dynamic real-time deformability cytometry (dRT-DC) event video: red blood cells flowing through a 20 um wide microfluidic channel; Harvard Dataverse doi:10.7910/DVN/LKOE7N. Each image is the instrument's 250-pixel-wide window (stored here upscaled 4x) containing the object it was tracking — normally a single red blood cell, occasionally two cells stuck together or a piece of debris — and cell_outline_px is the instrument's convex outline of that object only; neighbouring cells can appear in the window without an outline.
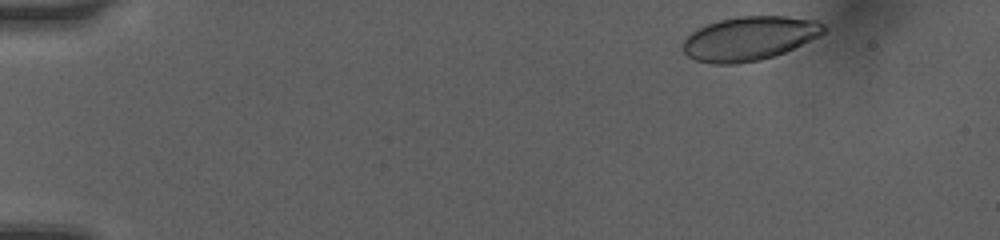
{"species": "human", "species_latin": "Homo sapiens", "temperature_condition": "room temperature", "stored_images_in_passage": 6, "camera_frame_rate_fps": 3000, "um_per_image_px": 0.085, "donor": {"sex": "female"}, "frame": {"image": 1, "passage_image": 1, "time_ms": 0.0, "image_size_px": [1000, 240], "cell_outline_px": [[828, 28], [820, 36], [784, 52], [760, 60], [736, 64], [712, 64], [696, 60], [688, 56], [684, 52], [684, 40], [692, 32], [708, 24], [720, 20], [736, 16], [784, 16], [816, 20], [824, 24]], "centroid_in_image_um": [63.73, 3.26], "position_along_channel_um": 21.3, "area_um2": 35.89}}
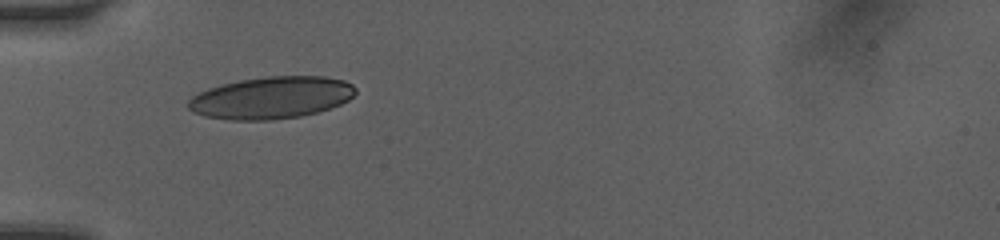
{"frame": {"image": 2, "passage_image": 5, "time_ms": 3.667, "image_size_px": [1000, 240], "cell_outline_px": [[356, 92], [348, 100], [340, 104], [316, 112], [300, 116], [272, 120], [228, 120], [204, 116], [192, 112], [188, 108], [188, 100], [192, 96], [208, 88], [240, 80], [264, 76], [324, 76], [344, 80], [352, 84], [356, 88]], "centroid_in_image_um": [23.05, 8.3], "position_along_channel_um": 62.0, "area_um2": 41.04}}
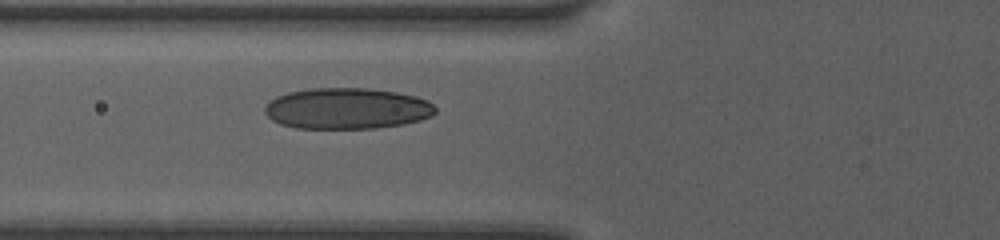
{"frame": {"image": 3, "passage_image": 6, "time_ms": 4.667, "image_size_px": [1000, 240], "cell_outline_px": [[436, 112], [432, 116], [420, 120], [400, 124], [376, 128], [296, 128], [280, 124], [272, 120], [264, 112], [264, 108], [276, 96], [288, 92], [312, 88], [372, 88], [396, 92], [416, 96], [428, 100], [436, 108]], "centroid_in_image_um": [29.5, 9.21], "position_along_channel_um": 96.3, "area_um2": 40.86}}